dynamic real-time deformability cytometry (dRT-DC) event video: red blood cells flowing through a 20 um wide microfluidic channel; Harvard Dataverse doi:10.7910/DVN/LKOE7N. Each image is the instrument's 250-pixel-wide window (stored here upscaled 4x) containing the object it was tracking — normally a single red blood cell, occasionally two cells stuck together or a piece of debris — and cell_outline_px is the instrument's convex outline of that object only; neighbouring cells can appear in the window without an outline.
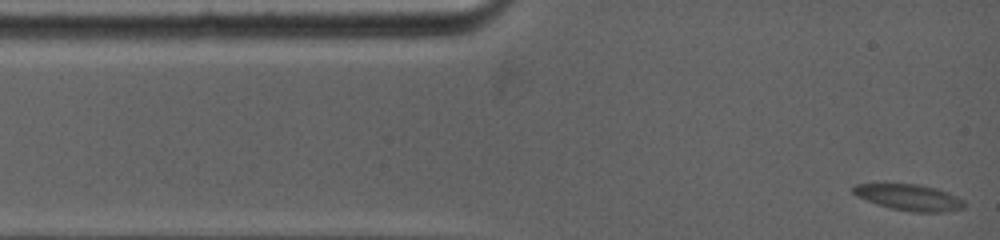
{"species": "common noctule bat (a hibernating species)", "species_latin": "Nyctalus noctula", "temperature_condition": "warm", "stored_images_in_passage": 23, "camera_frame_rate_fps": 5000, "um_per_image_px": 0.085, "animal": {"sex": "female", "body_mass_g": 19.0, "forearm_length_mm": 53.3}, "frame": {"image": 1, "passage_image": 1, "time_ms": 0.0, "image_size_px": [1000, 240], "cell_outline_px": [[964, 208], [944, 212], [912, 212], [892, 208], [876, 204], [856, 196], [852, 192], [852, 188], [856, 184], [920, 184], [936, 188], [948, 192], [964, 200]], "centroid_in_image_um": [77.28, 16.78], "position_along_channel_um": 7.7, "area_um2": 16.94}}
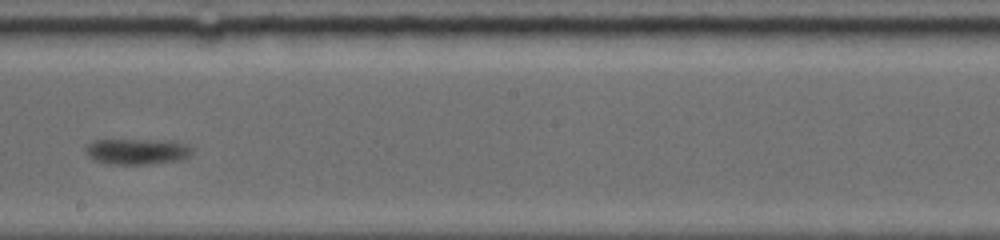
{"frame": {"image": 2, "passage_image": 10, "time_ms": 7.8, "image_size_px": [1000, 240], "cell_outline_px": [[192, 152], [188, 156], [180, 160], [144, 164], [108, 164], [96, 160], [88, 156], [84, 152], [84, 148], [92, 140], [164, 140], [184, 144], [192, 148]], "centroid_in_image_um": [11.59, 12.87], "position_along_channel_um": 236.6, "area_um2": 15.9}}
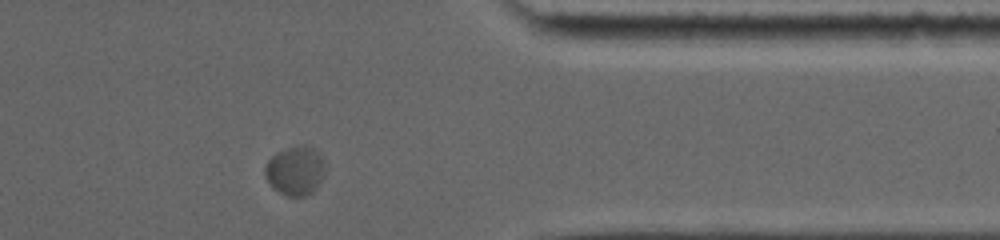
{"frame": {"image": 3, "passage_image": 20, "time_ms": 12.4, "image_size_px": [1000, 240], "cell_outline_px": [[324, 176], [320, 184], [312, 192], [304, 196], [288, 196], [272, 188], [264, 176], [264, 168], [268, 160], [276, 152], [284, 148], [296, 144], [308, 144], [320, 156], [324, 164]], "centroid_in_image_um": [25.07, 14.49], "position_along_channel_um": 386.3, "area_um2": 17.46}, "authors_computed_cell_mechanics": {"area_um2": 16.9354, "velocity_mm_per_s": 3.5457, "shape_relaxation_time_tau1_ms": 1.4653, "shape_relaxation_time_tau2_ms": null, "deformation_change_tau1": 0.1097, "deformation_change_tau2": null}}